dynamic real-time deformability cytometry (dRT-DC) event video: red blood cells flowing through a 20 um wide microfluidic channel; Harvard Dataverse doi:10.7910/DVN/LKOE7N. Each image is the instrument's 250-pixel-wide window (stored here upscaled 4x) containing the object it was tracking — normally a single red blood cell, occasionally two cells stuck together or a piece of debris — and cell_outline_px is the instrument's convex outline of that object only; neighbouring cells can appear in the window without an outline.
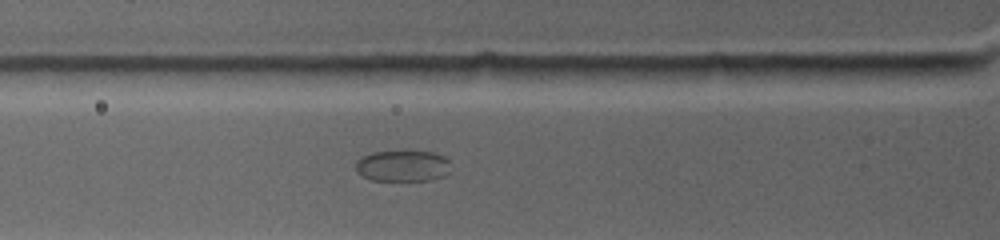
{"species": "common noctule bat (a hibernating species)", "species_latin": "Nyctalus noctula", "temperature_condition": "warm", "stored_images_in_passage": 6, "segment_of_instrument_passage": [1, 2], "camera_frame_rate_fps": 4500, "um_per_image_px": 0.085, "animal": {"sex": "female", "body_mass_g": 19.0, "forearm_length_mm": 53.3}, "frame": {"image": 1, "passage_image": 5, "time_ms": 3.333, "image_size_px": [1000, 240], "cell_outline_px": [[448, 172], [444, 176], [428, 180], [372, 180], [364, 176], [356, 168], [356, 160], [372, 152], [436, 152], [444, 156], [448, 160]], "centroid_in_image_um": [34.24, 14.1], "position_along_channel_um": 91.6, "area_um2": 16.88}}